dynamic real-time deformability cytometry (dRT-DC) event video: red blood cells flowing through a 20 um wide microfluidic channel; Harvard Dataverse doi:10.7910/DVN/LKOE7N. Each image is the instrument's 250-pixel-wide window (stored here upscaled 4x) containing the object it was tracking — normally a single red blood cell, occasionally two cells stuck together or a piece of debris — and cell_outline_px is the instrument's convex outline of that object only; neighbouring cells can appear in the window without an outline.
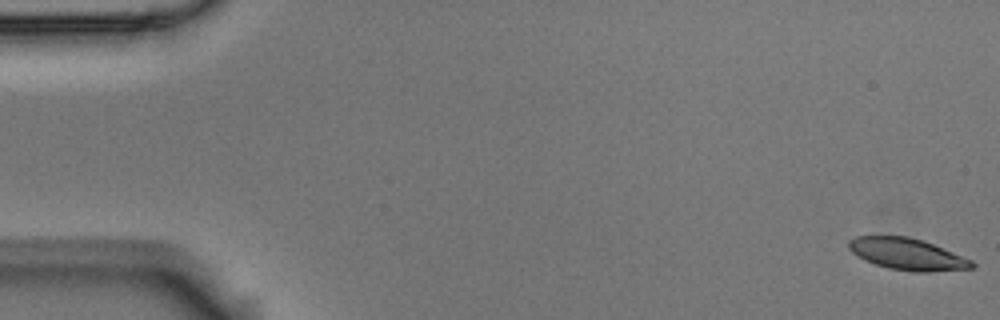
{"species": "Egyptian fruit bat (a non-hibernating species)", "species_latin": "Rousettus aegyptiacus", "temperature_condition": "room temperature", "stored_images_in_passage": 57, "camera_frame_rate_fps": 3000, "um_per_image_px": 0.085, "animal": {"sex": "male"}, "frame": {"image": 1, "passage_image": 1, "time_ms": 0.0, "image_size_px": [1000, 320], "cell_outline_px": [[976, 268], [928, 272], [916, 272], [888, 268], [864, 260], [856, 256], [848, 248], [848, 240], [856, 236], [908, 236], [924, 240], [972, 260], [976, 264]], "centroid_in_image_um": [77.13, 21.6], "position_along_channel_um": 7.9, "area_um2": 22.89}}
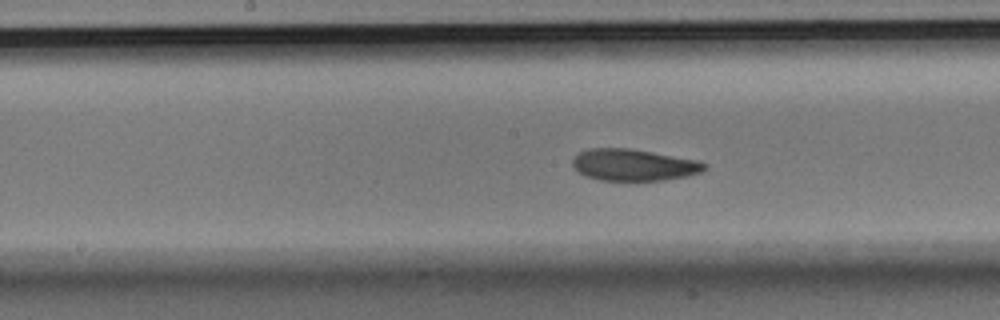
{"frame": {"image": 2, "passage_image": 29, "time_ms": 9.333, "image_size_px": [1000, 320], "cell_outline_px": [[708, 168], [700, 172], [688, 176], [664, 180], [600, 180], [584, 176], [572, 164], [572, 160], [580, 152], [588, 148], [628, 148], [652, 152], [696, 160], [708, 164]], "centroid_in_image_um": [53.88, 14.02], "position_along_channel_um": 194.3, "area_um2": 24.22}}
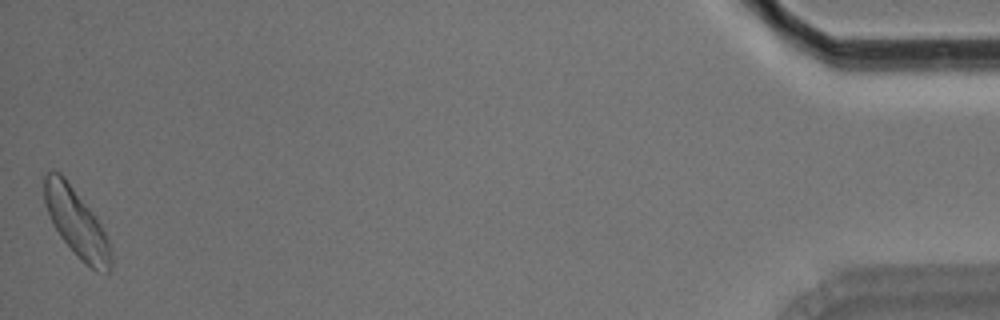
{"frame": {"image": 3, "passage_image": 57, "time_ms": 18.667, "image_size_px": [1000, 320], "cell_outline_px": [[112, 268], [108, 272], [96, 272], [84, 264], [76, 256], [60, 236], [52, 224], [44, 200], [44, 176], [48, 172], [60, 172], [64, 176], [96, 216], [108, 240], [112, 256]], "centroid_in_image_um": [6.51, 18.98], "position_along_channel_um": 428.7, "area_um2": 26.41}, "authors_computed_cell_mechanics": {"area_um2": 24.4494, "velocity_mm_per_s": 3.5155, "shape_relaxation_time_tau1_ms": 3.316, "shape_relaxation_time_tau2_ms": 4.5066, "deformation_change_tau1": 0.1195, "deformation_change_tau2": 0.1138}}